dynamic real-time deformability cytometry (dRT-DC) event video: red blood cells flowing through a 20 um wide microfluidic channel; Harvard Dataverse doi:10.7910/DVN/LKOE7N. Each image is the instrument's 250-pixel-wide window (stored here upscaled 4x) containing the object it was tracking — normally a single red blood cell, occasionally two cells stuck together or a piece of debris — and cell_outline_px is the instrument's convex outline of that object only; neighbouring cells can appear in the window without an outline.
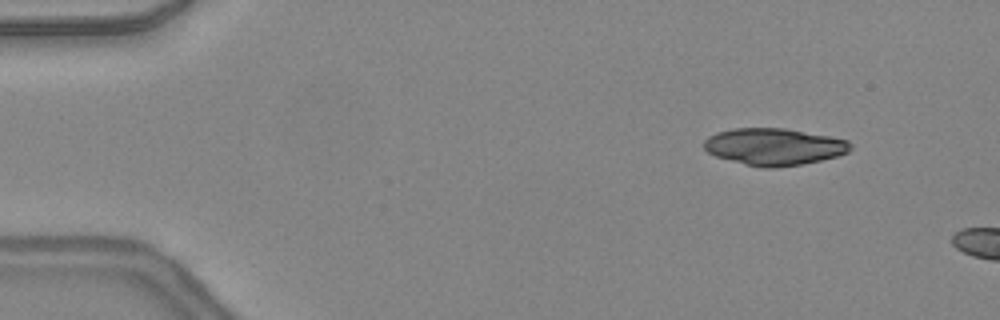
{"species": "common noctule bat (a hibernating species)", "species_latin": "Nyctalus noctula", "temperature_condition": "warm", "stored_images_in_passage": 4, "camera_frame_rate_fps": 3000, "um_per_image_px": 0.085, "animal": {"sex": "female", "body_mass_g": 24.6, "forearm_length_mm": 56.2}, "frame": {"image": 1, "passage_image": 1, "time_ms": 0.0, "image_size_px": [1000, 320], "cell_outline_px": [[852, 148], [848, 152], [836, 156], [820, 160], [800, 164], [772, 168], [764, 168], [744, 164], [716, 156], [708, 152], [704, 148], [704, 140], [708, 136], [716, 132], [732, 128], [784, 128], [828, 136], [848, 140], [852, 144]], "centroid_in_image_um": [65.77, 12.46], "position_along_channel_um": 19.2, "area_um2": 31.39}}